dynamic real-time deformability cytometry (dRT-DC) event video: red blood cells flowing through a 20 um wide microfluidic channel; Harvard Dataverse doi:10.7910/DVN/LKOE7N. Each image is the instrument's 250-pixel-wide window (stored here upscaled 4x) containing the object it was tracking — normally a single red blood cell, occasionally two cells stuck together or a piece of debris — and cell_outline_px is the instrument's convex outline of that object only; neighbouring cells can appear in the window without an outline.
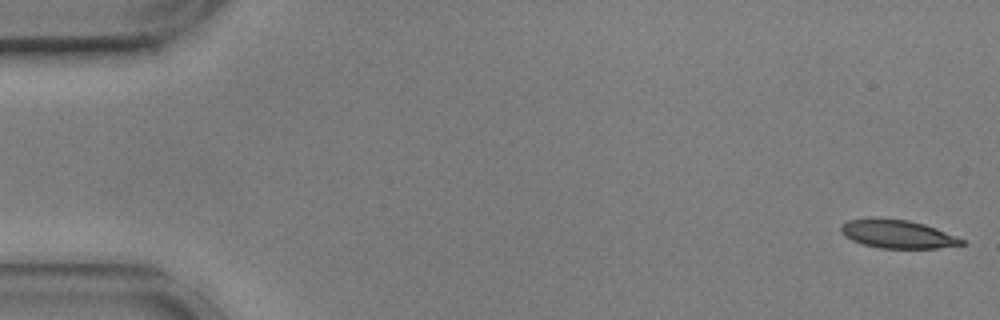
{"species": "common noctule bat (a hibernating species)", "species_latin": "Nyctalus noctula", "temperature_condition": "cold", "stored_images_in_passage": 55, "camera_frame_rate_fps": 3000, "um_per_image_px": 0.085, "animal": {"sex": "male", "body_mass_g": 17.9, "forearm_length_mm": 54.2}, "frame": {"image": 1, "passage_image": 1, "time_ms": 0.0, "image_size_px": [1000, 320], "cell_outline_px": [[964, 244], [936, 248], [880, 248], [864, 244], [852, 240], [844, 236], [840, 232], [840, 228], [848, 220], [868, 216], [876, 216], [908, 220], [924, 224], [936, 228], [956, 236], [964, 240]], "centroid_in_image_um": [76.23, 19.86], "position_along_channel_um": 8.8, "area_um2": 20.17}}
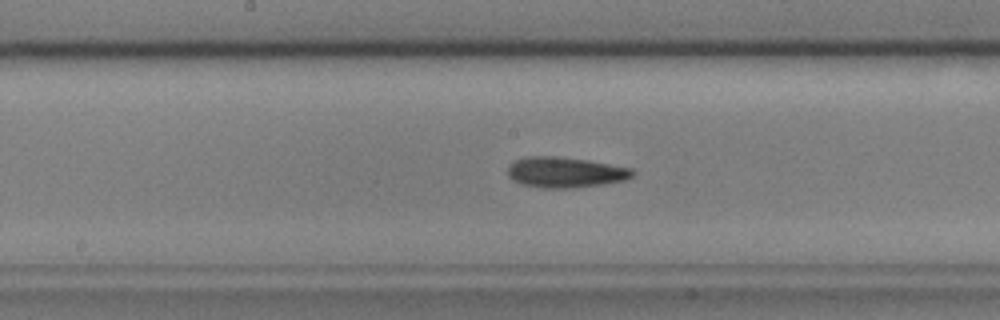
{"frame": {"image": 2, "passage_image": 28, "time_ms": 9.0, "image_size_px": [1000, 320], "cell_outline_px": [[636, 172], [632, 176], [624, 180], [604, 184], [568, 188], [544, 188], [520, 184], [512, 180], [508, 176], [508, 164], [516, 160], [528, 156], [556, 156], [588, 160], [632, 168]], "centroid_in_image_um": [48.02, 14.64], "position_along_channel_um": 200.2, "area_um2": 22.31}}
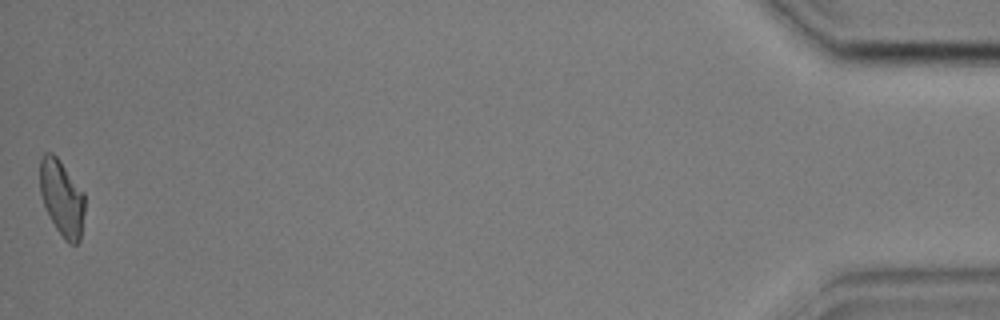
{"frame": {"image": 3, "passage_image": 55, "time_ms": 18.0, "image_size_px": [1000, 320], "cell_outline_px": [[84, 212], [80, 240], [76, 244], [68, 244], [64, 240], [56, 228], [44, 204], [40, 192], [40, 160], [44, 152], [52, 152], [60, 160], [84, 192]], "centroid_in_image_um": [5.26, 16.81], "position_along_channel_um": 429.9, "area_um2": 19.77}, "authors_computed_cell_mechanics": {"area_um2": 20.9814, "velocity_mm_per_s": 3.5932, "shape_relaxation_time_tau1_ms": 3.5385, "shape_relaxation_time_tau2_ms": 2.924, "deformation_change_tau1": 0.1438, "deformation_change_tau2": 0.1174}}